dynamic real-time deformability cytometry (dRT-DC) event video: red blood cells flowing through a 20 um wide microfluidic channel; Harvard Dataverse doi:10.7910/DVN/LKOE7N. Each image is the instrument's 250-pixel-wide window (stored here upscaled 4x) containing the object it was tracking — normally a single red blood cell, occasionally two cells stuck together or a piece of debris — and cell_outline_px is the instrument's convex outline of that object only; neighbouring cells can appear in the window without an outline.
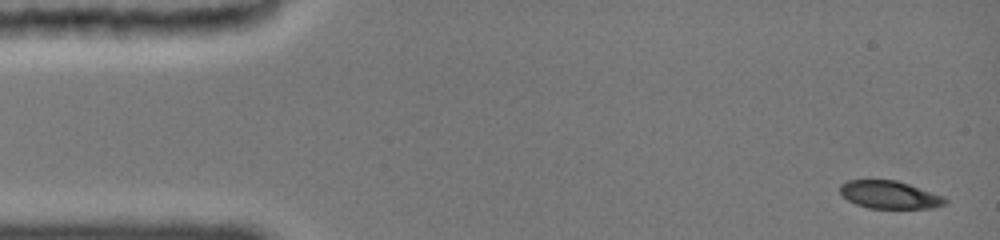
{"species": "common noctule bat (a hibernating species)", "species_latin": "Nyctalus noctula", "temperature_condition": "cold", "stored_images_in_passage": 24, "camera_frame_rate_fps": 3000, "um_per_image_px": 0.085, "animal": {"sex": "female", "body_mass_g": 19.0, "forearm_length_mm": 51.5}, "frame": {"image": 1, "passage_image": 1, "time_ms": 0.0, "image_size_px": [1000, 240], "cell_outline_px": [[948, 200], [944, 204], [932, 208], [868, 208], [856, 204], [848, 200], [840, 192], [840, 184], [848, 180], [896, 180], [944, 196]], "centroid_in_image_um": [75.6, 16.55], "position_along_channel_um": 9.4, "area_um2": 16.88}}
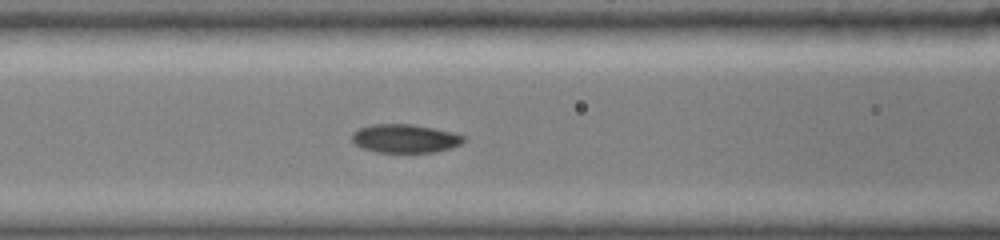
{"frame": {"image": 2, "passage_image": 14, "time_ms": 6.0, "image_size_px": [1000, 240], "cell_outline_px": [[464, 140], [460, 144], [452, 148], [436, 152], [376, 152], [364, 148], [356, 144], [352, 140], [352, 132], [360, 128], [376, 124], [412, 124], [452, 132], [464, 136]], "centroid_in_image_um": [34.43, 11.77], "position_along_channel_um": 132.2, "area_um2": 18.38}}
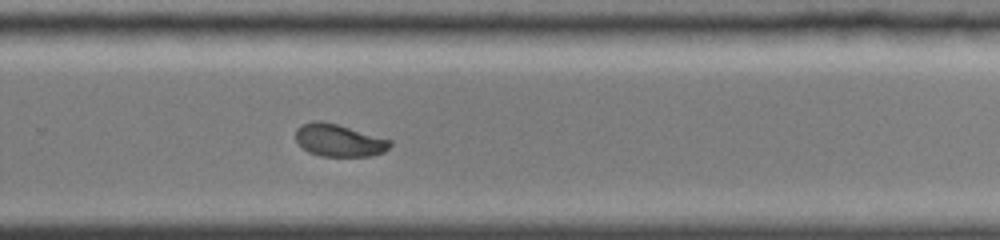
{"frame": {"image": 3, "passage_image": 24, "time_ms": 10.333, "image_size_px": [1000, 240], "cell_outline_px": [[392, 144], [384, 152], [372, 156], [320, 156], [308, 152], [296, 140], [296, 128], [304, 124], [336, 124], [392, 140]], "centroid_in_image_um": [28.88, 11.98], "position_along_channel_um": 300.9, "area_um2": 17.17}}